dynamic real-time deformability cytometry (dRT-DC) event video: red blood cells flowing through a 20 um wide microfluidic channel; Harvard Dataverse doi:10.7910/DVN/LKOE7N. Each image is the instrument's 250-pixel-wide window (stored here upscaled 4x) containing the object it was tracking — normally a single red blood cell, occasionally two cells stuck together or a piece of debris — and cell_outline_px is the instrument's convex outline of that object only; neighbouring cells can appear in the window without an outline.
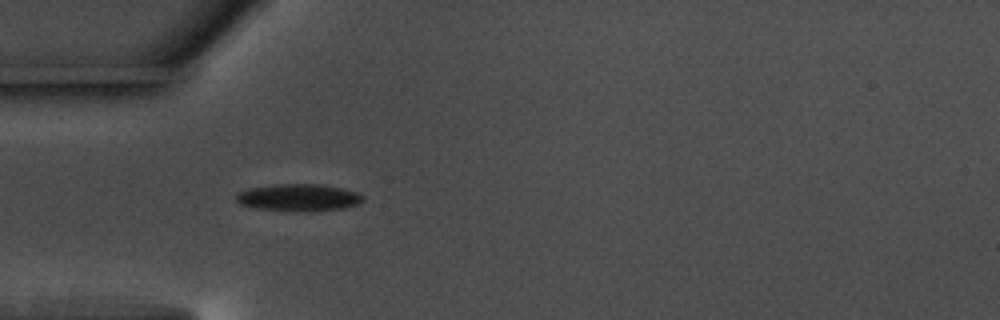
{"species": "common noctule bat (a hibernating species)", "species_latin": "Nyctalus noctula", "temperature_condition": "warm", "stored_images_in_passage": 8, "camera_frame_rate_fps": 3000, "um_per_image_px": 0.085, "animal": {"sex": "male", "body_mass_g": 17.5, "forearm_length_mm": 52.3}, "frame": {"image": 1, "passage_image": 5, "time_ms": 1.333, "image_size_px": [1000, 320], "cell_outline_px": [[360, 200], [356, 204], [344, 208], [308, 212], [296, 212], [260, 208], [240, 204], [236, 200], [236, 196], [240, 192], [252, 188], [276, 184], [316, 184], [340, 188], [356, 192], [360, 196]], "centroid_in_image_um": [25.35, 16.8], "position_along_channel_um": 59.7, "area_um2": 19.59}}
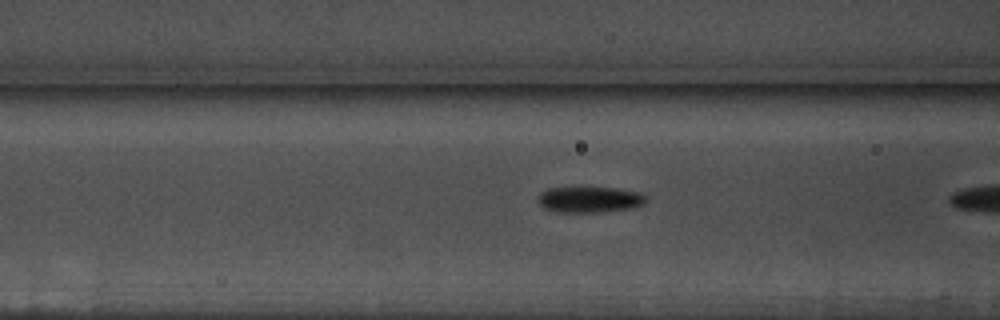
{"frame": {"image": 2, "passage_image": 7, "time_ms": 2.0, "image_size_px": [1000, 320], "cell_outline_px": [[648, 196], [644, 204], [628, 208], [600, 212], [560, 212], [544, 208], [540, 204], [540, 192], [548, 188], [616, 188], [636, 192]], "centroid_in_image_um": [50.13, 16.96], "position_along_channel_um": 116.5, "area_um2": 15.95}}